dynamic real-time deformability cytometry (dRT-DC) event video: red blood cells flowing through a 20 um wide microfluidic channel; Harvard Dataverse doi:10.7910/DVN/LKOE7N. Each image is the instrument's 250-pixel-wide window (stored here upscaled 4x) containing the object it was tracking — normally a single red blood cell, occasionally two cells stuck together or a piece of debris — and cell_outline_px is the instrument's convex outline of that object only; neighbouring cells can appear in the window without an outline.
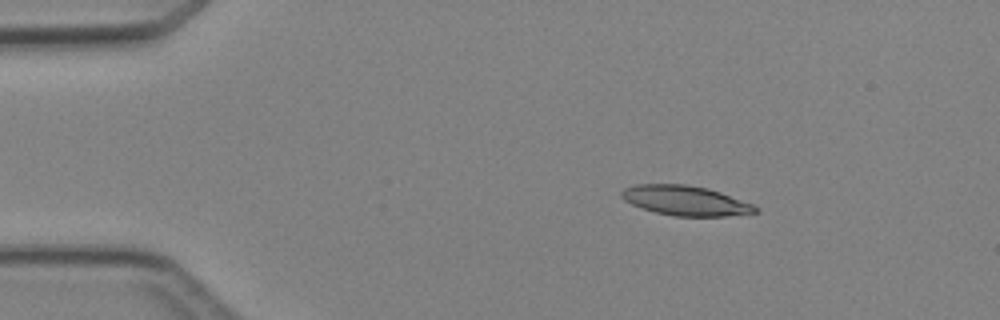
{"species": "Egyptian fruit bat (a non-hibernating species)", "species_latin": "Rousettus aegyptiacus", "temperature_condition": "cold", "stored_images_in_passage": 5, "camera_frame_rate_fps": 3000, "um_per_image_px": 0.085, "animal": {"sex": "female"}, "frame": {"image": 1, "passage_image": 1, "time_ms": 0.0, "image_size_px": [1000, 320], "cell_outline_px": [[760, 212], [728, 216], [676, 216], [656, 212], [632, 204], [624, 200], [620, 196], [620, 192], [624, 188], [636, 184], [684, 184], [708, 188], [756, 204], [760, 208]], "centroid_in_image_um": [58.33, 17.05], "position_along_channel_um": 26.7, "area_um2": 23.41}}
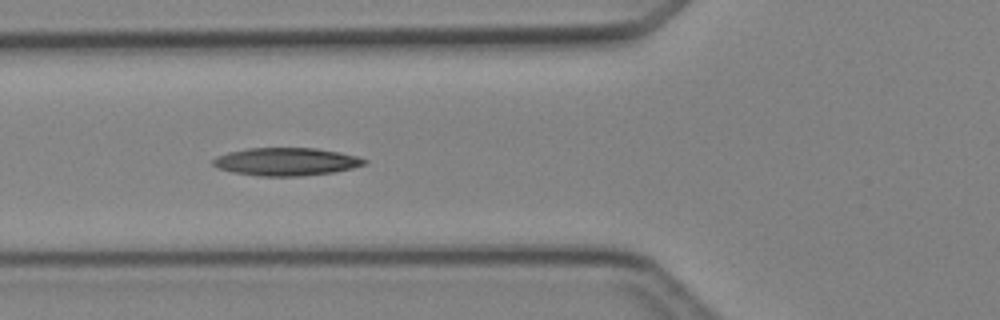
{"frame": {"image": 2, "passage_image": 4, "time_ms": 3.333, "image_size_px": [1000, 320], "cell_outline_px": [[368, 164], [336, 172], [300, 176], [260, 176], [232, 172], [216, 168], [212, 164], [212, 160], [228, 152], [248, 148], [316, 148], [340, 152], [356, 156], [368, 160]], "centroid_in_image_um": [24.36, 13.74], "position_along_channel_um": 101.4, "area_um2": 24.68}}
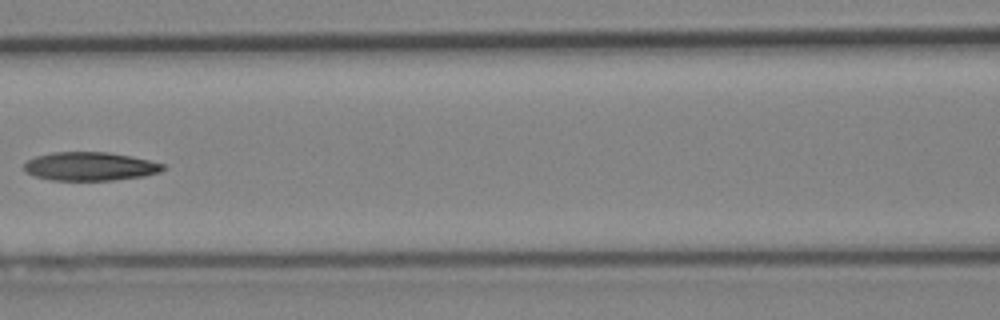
{"frame": {"image": 3, "passage_image": 5, "time_ms": 4.667, "image_size_px": [1000, 320], "cell_outline_px": [[168, 168], [160, 172], [144, 176], [116, 180], [52, 180], [36, 176], [24, 172], [24, 164], [28, 160], [36, 156], [56, 152], [108, 152], [148, 160], [164, 164]], "centroid_in_image_um": [7.67, 14.15], "position_along_channel_um": 158.9, "area_um2": 23.06}}